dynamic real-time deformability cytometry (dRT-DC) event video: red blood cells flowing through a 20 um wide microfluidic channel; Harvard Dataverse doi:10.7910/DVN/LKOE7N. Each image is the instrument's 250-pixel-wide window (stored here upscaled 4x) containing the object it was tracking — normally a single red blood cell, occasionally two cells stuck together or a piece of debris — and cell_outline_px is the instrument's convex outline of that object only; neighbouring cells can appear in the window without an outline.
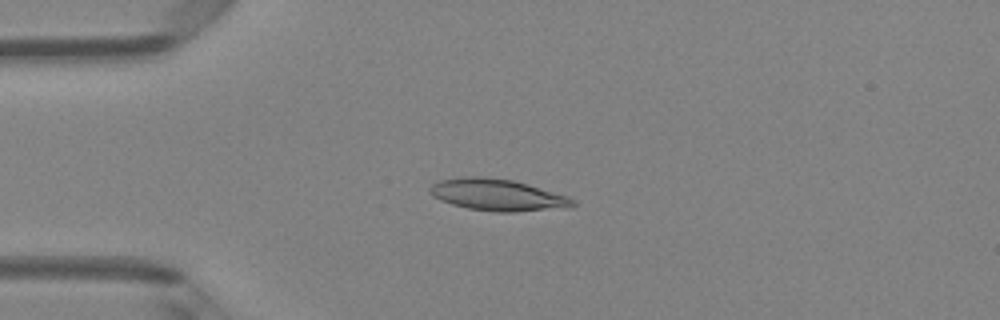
{"species": "Egyptian fruit bat (a non-hibernating species)", "species_latin": "Rousettus aegyptiacus", "temperature_condition": "room temperature", "stored_images_in_passage": 5, "camera_frame_rate_fps": 3000, "um_per_image_px": 0.085, "animal": {"sex": "female"}, "frame": {"image": 1, "passage_image": 3, "time_ms": 2.333, "image_size_px": [1000, 320], "cell_outline_px": [[576, 204], [516, 212], [496, 212], [468, 208], [452, 204], [440, 200], [432, 196], [428, 192], [428, 188], [432, 184], [440, 180], [468, 176], [480, 176], [512, 180], [528, 184], [568, 196], [576, 200]], "centroid_in_image_um": [42.18, 16.55], "position_along_channel_um": 42.8, "area_um2": 25.95}}
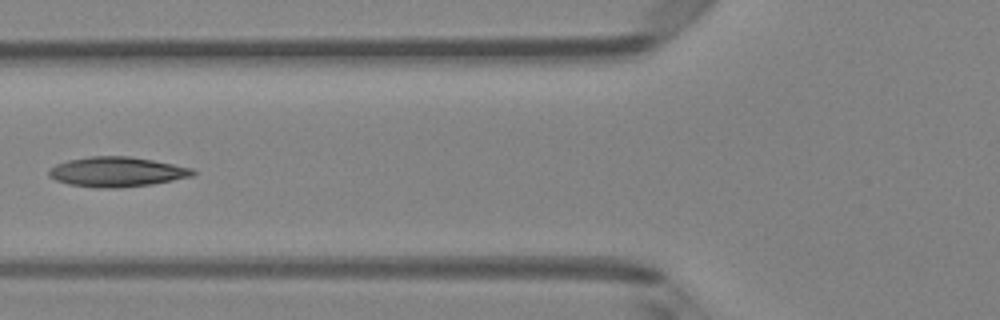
{"frame": {"image": 2, "passage_image": 5, "time_ms": 4.667, "image_size_px": [1000, 320], "cell_outline_px": [[196, 172], [192, 176], [152, 184], [120, 188], [96, 188], [68, 184], [56, 180], [48, 176], [48, 172], [56, 164], [68, 160], [88, 156], [128, 156], [152, 160], [192, 168]], "centroid_in_image_um": [9.9, 14.61], "position_along_channel_um": 115.9, "area_um2": 24.97}}